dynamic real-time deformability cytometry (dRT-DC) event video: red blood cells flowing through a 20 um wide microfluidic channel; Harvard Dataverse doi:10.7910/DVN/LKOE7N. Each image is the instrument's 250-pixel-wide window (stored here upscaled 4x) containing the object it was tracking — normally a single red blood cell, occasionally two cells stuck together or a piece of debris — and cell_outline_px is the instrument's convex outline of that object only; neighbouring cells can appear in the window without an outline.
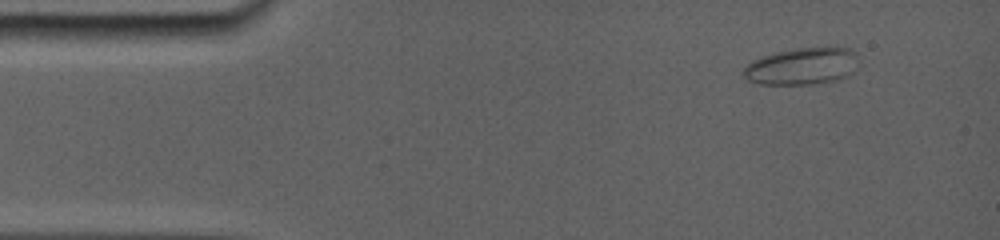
{"species": "common noctule bat (a hibernating species)", "species_latin": "Nyctalus noctula", "temperature_condition": "room temperature", "stored_images_in_passage": 37, "camera_frame_rate_fps": 5000, "um_per_image_px": 0.085, "animal": {"sex": "female", "body_mass_g": 19.0, "forearm_length_mm": 56.7}, "frame": {"image": 1, "passage_image": 2, "time_ms": 0.8, "image_size_px": [1000, 240], "cell_outline_px": [[856, 56], [848, 76], [836, 80], [816, 84], [760, 84], [748, 80], [740, 72], [752, 60], [772, 52], [796, 48], [832, 44], [852, 48], [856, 52]], "centroid_in_image_um": [68.15, 5.58], "position_along_channel_um": 16.8, "area_um2": 25.37}}
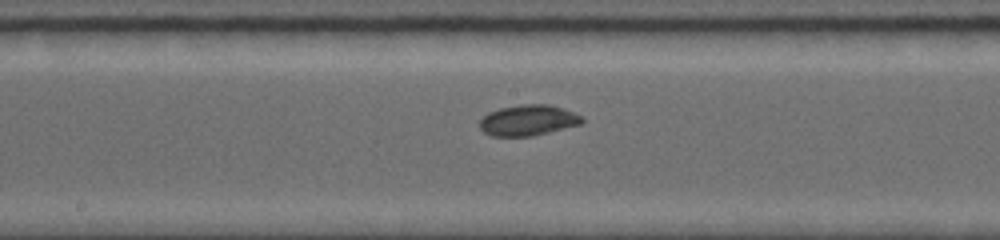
{"frame": {"image": 2, "passage_image": 18, "time_ms": 7.8, "image_size_px": [1000, 240], "cell_outline_px": [[584, 120], [580, 124], [532, 136], [492, 136], [484, 132], [480, 128], [480, 120], [488, 112], [500, 108], [520, 104], [548, 104], [572, 112], [580, 116]], "centroid_in_image_um": [44.84, 10.22], "position_along_channel_um": 203.4, "area_um2": 18.09}}
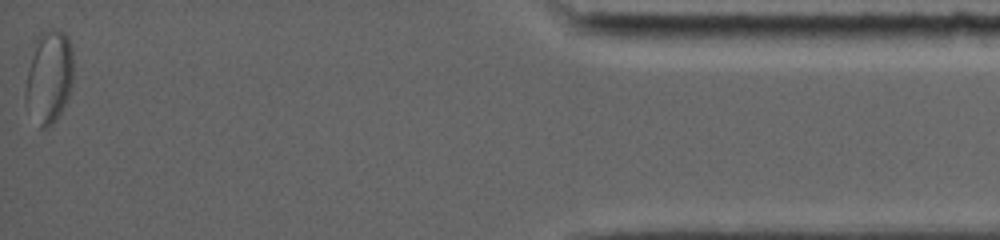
{"frame": {"image": 3, "passage_image": 37, "time_ms": 15.6, "image_size_px": [1000, 240], "cell_outline_px": [[72, 80], [68, 96], [56, 120], [52, 124], [44, 128], [40, 128], [24, 100], [24, 92], [28, 68], [36, 36], [40, 32], [48, 28], [60, 28], [68, 36], [72, 48]], "centroid_in_image_um": [4.16, 6.45], "position_along_channel_um": 431.0, "area_um2": 26.07}, "authors_computed_cell_mechanics": {"area_um2": 19.3052, "velocity_mm_per_s": 3.8315, "shape_relaxation_time_tau1_ms": 3.3727, "shape_relaxation_time_tau2_ms": 1.3803, "deformation_change_tau1": 0.1098, "deformation_change_tau2": 0.0422}}